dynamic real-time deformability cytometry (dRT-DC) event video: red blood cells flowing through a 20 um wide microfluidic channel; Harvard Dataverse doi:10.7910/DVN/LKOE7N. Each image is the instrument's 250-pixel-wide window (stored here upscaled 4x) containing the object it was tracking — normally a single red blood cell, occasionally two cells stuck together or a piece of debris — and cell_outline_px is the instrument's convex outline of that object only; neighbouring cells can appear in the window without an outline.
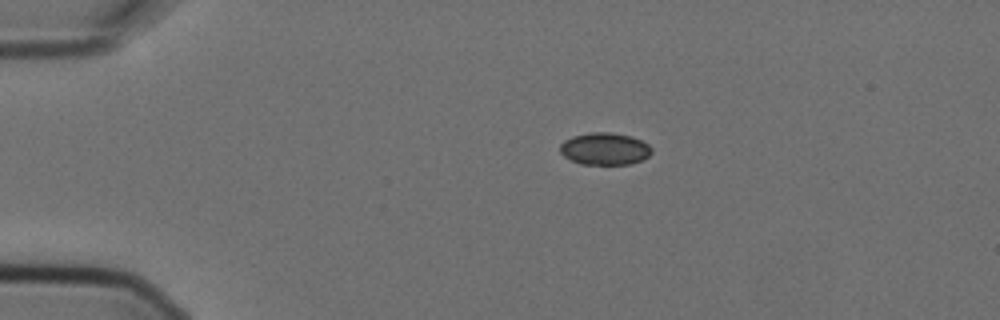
{"species": "Egyptian fruit bat (a non-hibernating species)", "species_latin": "Rousettus aegyptiacus", "temperature_condition": "cold", "stored_images_in_passage": 2, "camera_frame_rate_fps": 3000, "um_per_image_px": 0.085, "animal": {"sex": "female"}, "frame": {"image": 1, "passage_image": 1, "time_ms": 0.0, "image_size_px": [1000, 320], "cell_outline_px": [[652, 152], [648, 156], [632, 164], [580, 164], [564, 156], [560, 152], [560, 144], [564, 140], [572, 136], [592, 132], [612, 132], [632, 136], [648, 144], [652, 148]], "centroid_in_image_um": [51.4, 12.64], "position_along_channel_um": 33.6, "area_um2": 17.22}}